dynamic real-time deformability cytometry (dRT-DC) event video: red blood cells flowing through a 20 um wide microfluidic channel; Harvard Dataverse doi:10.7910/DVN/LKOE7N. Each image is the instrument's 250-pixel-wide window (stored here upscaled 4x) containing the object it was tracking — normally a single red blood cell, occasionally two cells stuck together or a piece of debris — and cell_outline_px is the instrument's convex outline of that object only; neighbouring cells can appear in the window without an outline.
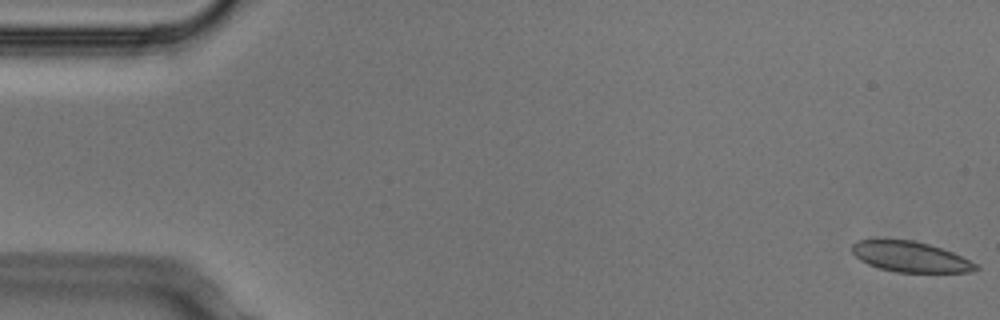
{"species": "Egyptian fruit bat (a non-hibernating species)", "species_latin": "Rousettus aegyptiacus", "temperature_condition": "cold", "stored_images_in_passage": 5, "camera_frame_rate_fps": 3000, "um_per_image_px": 0.085, "animal": {"sex": "male"}, "frame": {"image": 1, "passage_image": 1, "time_ms": 0.0, "image_size_px": [1000, 320], "cell_outline_px": [[980, 268], [968, 272], [896, 272], [880, 268], [868, 264], [860, 260], [852, 252], [852, 244], [856, 240], [912, 240], [928, 244], [952, 252], [980, 264]], "centroid_in_image_um": [77.41, 21.83], "position_along_channel_um": 7.6, "area_um2": 21.85}}
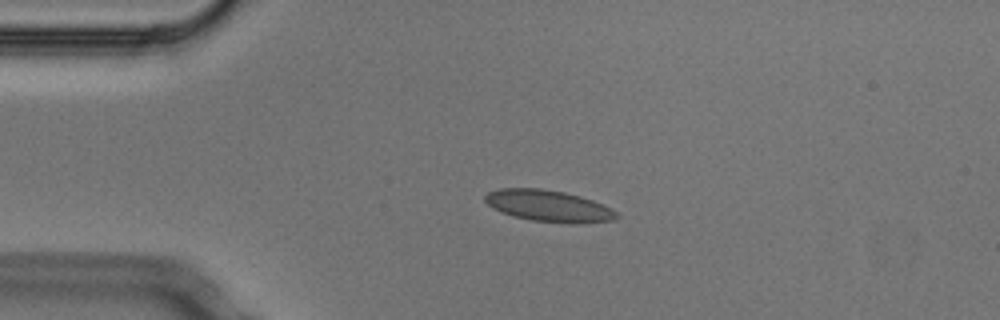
{"frame": {"image": 2, "passage_image": 4, "time_ms": 1.0, "image_size_px": [1000, 320], "cell_outline_px": [[620, 216], [616, 220], [580, 224], [568, 224], [532, 220], [516, 216], [492, 208], [484, 200], [484, 196], [488, 192], [500, 188], [540, 188], [564, 192], [580, 196], [592, 200], [612, 208]], "centroid_in_image_um": [46.68, 17.51], "position_along_channel_um": 38.3, "area_um2": 24.28}}
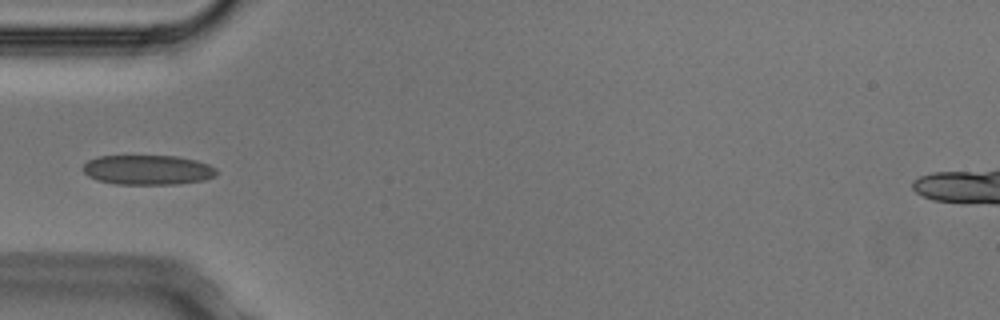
{"frame": {"image": 3, "passage_image": 5, "time_ms": 1.333, "image_size_px": [1000, 320], "cell_outline_px": [[216, 176], [204, 180], [176, 184], [116, 184], [96, 180], [88, 176], [84, 172], [84, 164], [88, 160], [96, 156], [176, 156], [196, 160], [208, 164], [216, 168]], "centroid_in_image_um": [12.55, 14.44], "position_along_channel_um": 72.4, "area_um2": 23.18}}